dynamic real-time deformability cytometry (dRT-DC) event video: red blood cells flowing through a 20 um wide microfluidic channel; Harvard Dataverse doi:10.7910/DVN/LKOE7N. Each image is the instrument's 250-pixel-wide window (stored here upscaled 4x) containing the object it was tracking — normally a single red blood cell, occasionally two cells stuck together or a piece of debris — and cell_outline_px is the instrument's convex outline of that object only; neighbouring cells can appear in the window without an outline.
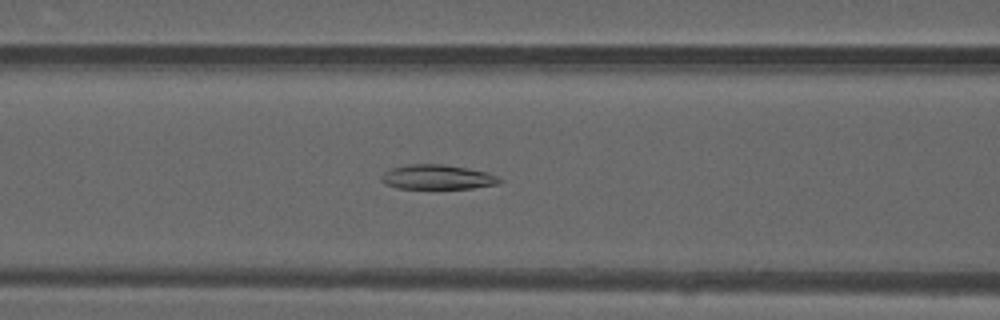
{"species": "common noctule bat (a hibernating species)", "species_latin": "Nyctalus noctula", "temperature_condition": "warm", "stored_images_in_passage": 38, "camera_frame_rate_fps": 3000, "um_per_image_px": 0.085, "animal": {"sex": "male", "forearm_length_mm": 52.5}, "frame": {"image": 1, "passage_image": 14, "time_ms": 4.333, "image_size_px": [1000, 320], "cell_outline_px": [[504, 180], [500, 184], [472, 188], [396, 188], [384, 184], [380, 180], [380, 176], [388, 168], [408, 164], [444, 164], [468, 168], [488, 172], [500, 176]], "centroid_in_image_um": [37.19, 15.04], "position_along_channel_um": 129.4, "area_um2": 17.34}}
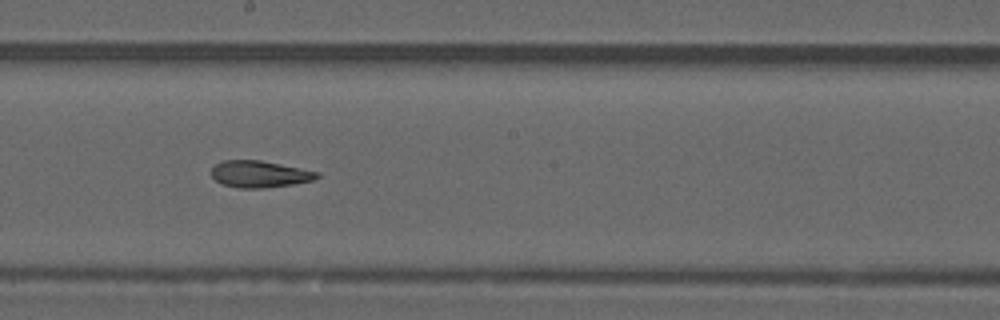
{"frame": {"image": 2, "passage_image": 21, "time_ms": 6.667, "image_size_px": [1000, 320], "cell_outline_px": [[320, 176], [312, 180], [292, 184], [264, 188], [236, 188], [220, 184], [212, 176], [212, 168], [216, 164], [224, 160], [260, 160], [320, 172]], "centroid_in_image_um": [22.05, 14.8], "position_along_channel_um": 226.2, "area_um2": 16.42}}
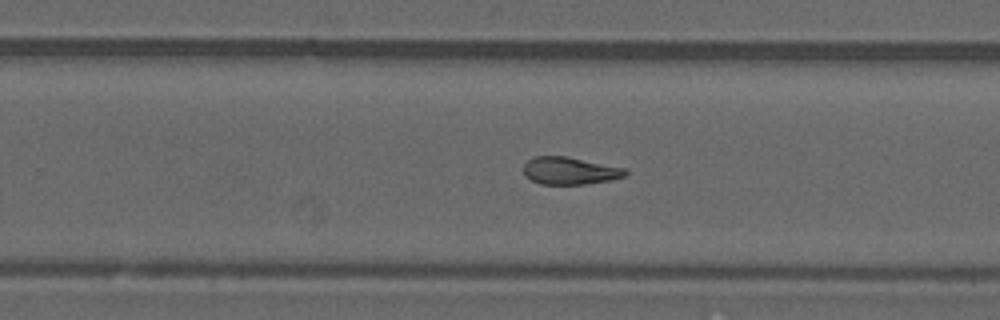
{"frame": {"image": 3, "passage_image": 25, "time_ms": 8.0, "image_size_px": [1000, 320], "cell_outline_px": [[628, 172], [624, 176], [612, 180], [584, 184], [540, 184], [524, 176], [524, 164], [528, 160], [536, 156], [568, 156], [624, 168]], "centroid_in_image_um": [48.42, 14.51], "position_along_channel_um": 281.4, "area_um2": 16.24}, "authors_computed_cell_mechanics": {"area_um2": 17.0799, "velocity_mm_per_s": 4.1594, "shape_relaxation_time_tau1_ms": null, "shape_relaxation_time_tau2_ms": 4.071, "deformation_change_tau1": null, "deformation_change_tau2": 0.1135}}